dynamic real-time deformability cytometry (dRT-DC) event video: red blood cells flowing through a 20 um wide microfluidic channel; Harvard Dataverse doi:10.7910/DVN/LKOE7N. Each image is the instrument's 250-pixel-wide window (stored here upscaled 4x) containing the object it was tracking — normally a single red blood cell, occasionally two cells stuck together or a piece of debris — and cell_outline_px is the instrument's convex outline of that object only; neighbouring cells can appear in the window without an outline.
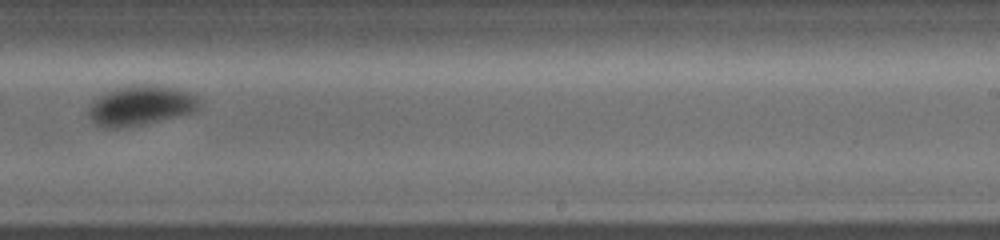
{"species": "common noctule bat (a hibernating species)", "species_latin": "Nyctalus noctula", "temperature_condition": "warm", "stored_images_in_passage": 33, "camera_frame_rate_fps": 5000, "um_per_image_px": 0.085, "animal": {"sex": "female", "body_mass_g": 19.0, "forearm_length_mm": 56.7}, "frame": {"image": 1, "passage_image": 19, "time_ms": 6.0, "image_size_px": [1000, 240], "cell_outline_px": [[196, 104], [192, 108], [184, 112], [140, 124], [116, 128], [112, 128], [96, 124], [92, 116], [92, 108], [96, 100], [112, 92], [124, 88], [164, 88], [180, 92], [196, 100]], "centroid_in_image_um": [11.82, 9.04], "position_along_channel_um": 277.2, "area_um2": 21.68}}
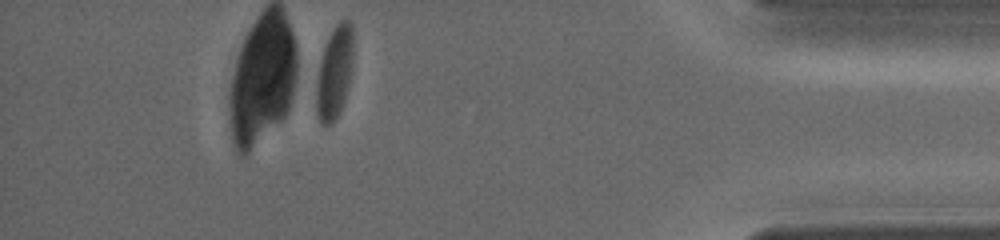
{"frame": {"image": 2, "passage_image": 32, "time_ms": 10.8, "image_size_px": [1000, 240], "cell_outline_px": [[352, 56], [348, 84], [344, 100], [336, 116], [328, 124], [324, 124], [320, 120], [316, 112], [312, 80], [328, 36], [336, 24], [340, 20], [348, 20], [352, 24]], "centroid_in_image_um": [28.34, 6.13], "position_along_channel_um": 406.9, "area_um2": 20.23}}